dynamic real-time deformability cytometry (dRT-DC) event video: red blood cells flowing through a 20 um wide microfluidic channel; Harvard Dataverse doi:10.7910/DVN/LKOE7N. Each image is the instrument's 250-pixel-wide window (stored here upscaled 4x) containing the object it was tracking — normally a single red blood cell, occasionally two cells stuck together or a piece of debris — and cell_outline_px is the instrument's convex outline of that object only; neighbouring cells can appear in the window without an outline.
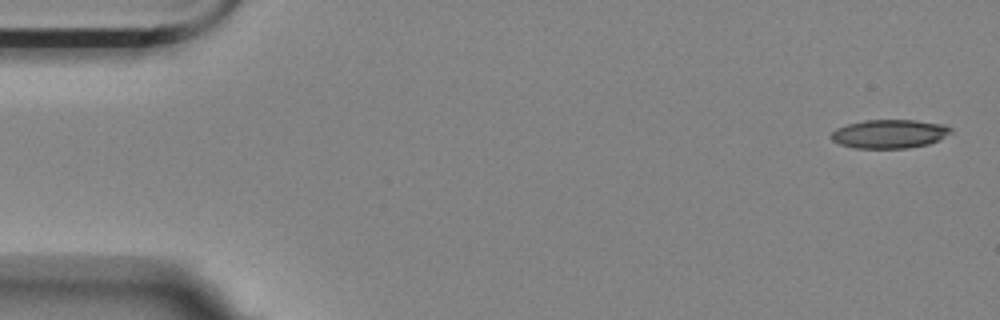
{"species": "Egyptian fruit bat (a non-hibernating species)", "species_latin": "Rousettus aegyptiacus", "temperature_condition": "room temperature", "stored_images_in_passage": 6, "camera_frame_rate_fps": 3000, "um_per_image_px": 0.085, "animal": {"sex": "female"}, "frame": {"image": 1, "passage_image": 1, "time_ms": 0.0, "image_size_px": [1000, 320], "cell_outline_px": [[952, 132], [928, 144], [908, 148], [856, 148], [840, 144], [832, 140], [832, 132], [836, 128], [848, 124], [864, 120], [916, 120], [944, 124], [952, 128]], "centroid_in_image_um": [75.61, 11.37], "position_along_channel_um": 9.4, "area_um2": 19.88}}